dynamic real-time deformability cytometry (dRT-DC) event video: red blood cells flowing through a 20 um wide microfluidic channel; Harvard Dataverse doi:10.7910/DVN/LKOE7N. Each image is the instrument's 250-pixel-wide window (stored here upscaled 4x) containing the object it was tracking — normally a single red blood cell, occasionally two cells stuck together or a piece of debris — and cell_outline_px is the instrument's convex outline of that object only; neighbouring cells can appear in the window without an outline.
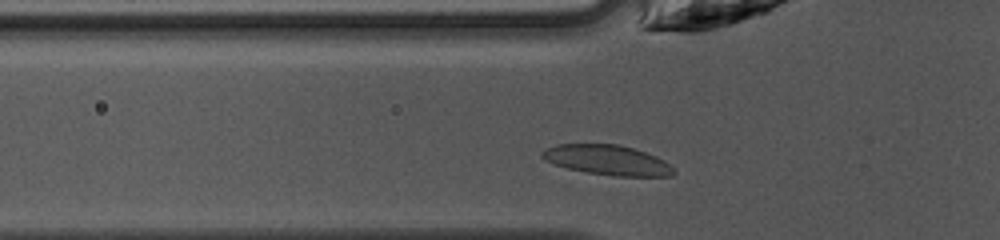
{"species": "common noctule bat (a hibernating species)", "species_latin": "Nyctalus noctula", "temperature_condition": "warm", "stored_images_in_passage": 26, "camera_frame_rate_fps": 3000, "um_per_image_px": 0.085, "animal": {"sex": "female", "body_mass_g": 10.0, "forearm_length_mm": 53.1}, "frame": {"image": 1, "passage_image": 2, "time_ms": 0.333, "image_size_px": [1000, 240], "cell_outline_px": [[676, 172], [672, 176], [612, 176], [588, 172], [568, 168], [552, 164], [544, 160], [540, 156], [540, 152], [544, 148], [556, 144], [616, 144], [632, 148], [656, 156], [664, 160]], "centroid_in_image_um": [51.57, 13.6], "position_along_channel_um": 74.2, "area_um2": 23.0}}
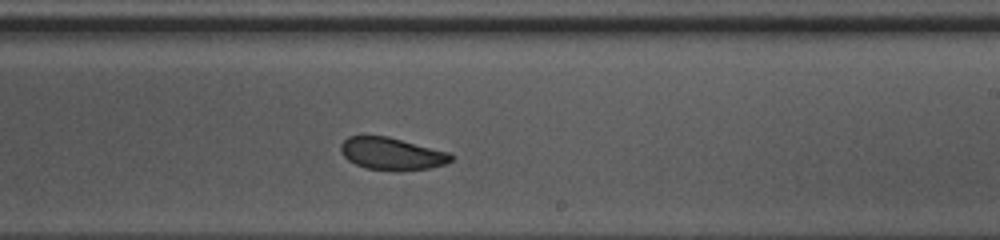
{"frame": {"image": 2, "passage_image": 15, "time_ms": 4.667, "image_size_px": [1000, 240], "cell_outline_px": [[456, 156], [452, 160], [444, 164], [428, 168], [368, 168], [356, 164], [348, 160], [340, 152], [340, 144], [348, 136], [388, 136], [448, 152]], "centroid_in_image_um": [33.28, 13.02], "position_along_channel_um": 255.7, "area_um2": 20.0}}
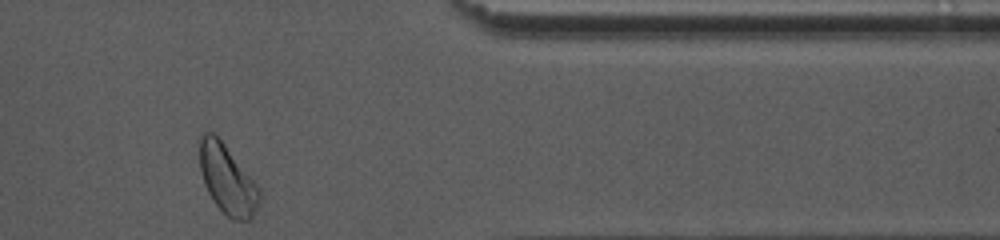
{"frame": {"image": 3, "passage_image": 26, "time_ms": 8.333, "image_size_px": [1000, 240], "cell_outline_px": [[260, 200], [252, 216], [248, 220], [232, 220], [212, 200], [204, 184], [200, 168], [200, 136], [204, 128], [212, 132], [224, 144], [260, 188]], "centroid_in_image_um": [19.3, 15.23], "position_along_channel_um": 392.1, "area_um2": 23.81}, "authors_computed_cell_mechanics": {"area_um2": 21.6172, "velocity_mm_per_s": 4.1769, "shape_relaxation_time_tau1_ms": 2.2787, "shape_relaxation_time_tau2_ms": 3.1026, "deformation_change_tau1": 0.0908, "deformation_change_tau2": 0.0619}}